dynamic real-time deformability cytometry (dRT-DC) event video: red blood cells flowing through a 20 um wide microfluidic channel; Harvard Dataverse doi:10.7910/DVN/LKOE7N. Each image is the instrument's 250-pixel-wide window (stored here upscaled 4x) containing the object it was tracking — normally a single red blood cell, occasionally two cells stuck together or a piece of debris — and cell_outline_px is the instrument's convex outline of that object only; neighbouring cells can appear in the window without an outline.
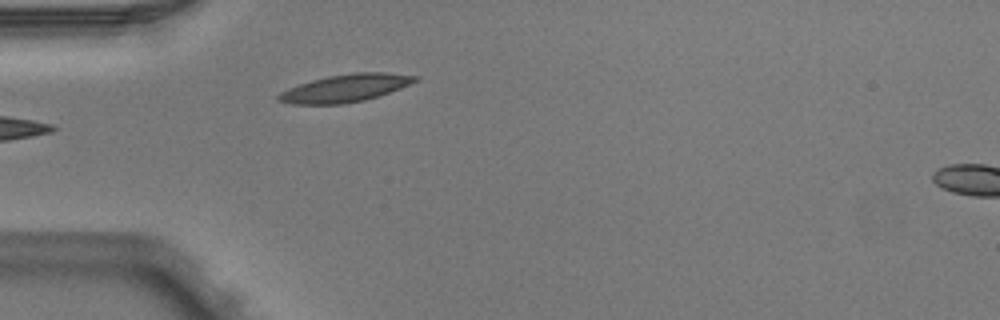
{"species": "Egyptian fruit bat (a non-hibernating species)", "species_latin": "Rousettus aegyptiacus", "temperature_condition": "warm", "stored_images_in_passage": 3, "camera_frame_rate_fps": 3000, "um_per_image_px": 0.085, "animal": {"sex": "male"}, "frame": {"image": 1, "passage_image": 3, "time_ms": 0.667, "image_size_px": [1000, 320], "cell_outline_px": [[420, 80], [400, 88], [364, 100], [340, 104], [292, 104], [276, 100], [276, 96], [280, 92], [288, 88], [312, 80], [328, 76], [352, 72], [384, 72], [420, 76]], "centroid_in_image_um": [29.35, 7.48], "position_along_channel_um": 55.7, "area_um2": 21.91}}